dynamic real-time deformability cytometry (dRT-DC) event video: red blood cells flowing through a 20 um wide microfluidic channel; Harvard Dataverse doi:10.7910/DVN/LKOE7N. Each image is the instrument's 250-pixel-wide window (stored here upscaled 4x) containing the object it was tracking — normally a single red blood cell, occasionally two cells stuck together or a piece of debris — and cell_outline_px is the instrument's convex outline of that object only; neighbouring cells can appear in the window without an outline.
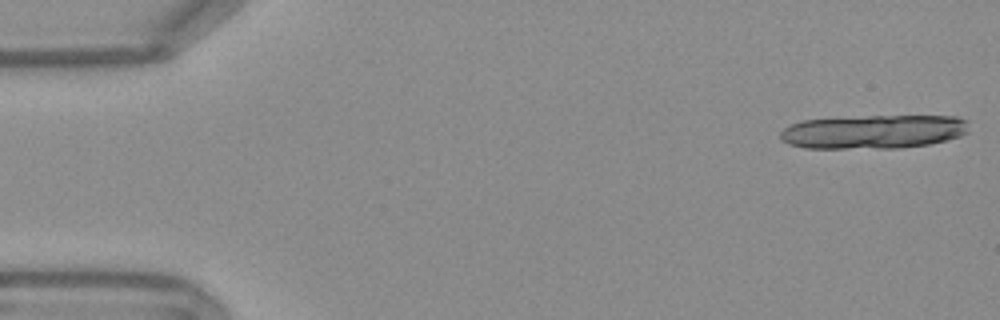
{"species": "Egyptian fruit bat (a non-hibernating species)", "species_latin": "Rousettus aegyptiacus", "temperature_condition": "warm", "stored_images_in_passage": 19, "camera_frame_rate_fps": 3000, "um_per_image_px": 0.085, "frame": {"image": 1, "passage_image": 1, "time_ms": 0.0, "image_size_px": [1000, 320], "cell_outline_px": [[968, 132], [960, 136], [928, 144], [900, 148], [804, 148], [788, 144], [780, 136], [780, 132], [784, 128], [800, 120], [868, 116], [956, 116], [968, 120]], "centroid_in_image_um": [74.25, 11.19], "position_along_channel_um": 10.7, "area_um2": 37.22}}